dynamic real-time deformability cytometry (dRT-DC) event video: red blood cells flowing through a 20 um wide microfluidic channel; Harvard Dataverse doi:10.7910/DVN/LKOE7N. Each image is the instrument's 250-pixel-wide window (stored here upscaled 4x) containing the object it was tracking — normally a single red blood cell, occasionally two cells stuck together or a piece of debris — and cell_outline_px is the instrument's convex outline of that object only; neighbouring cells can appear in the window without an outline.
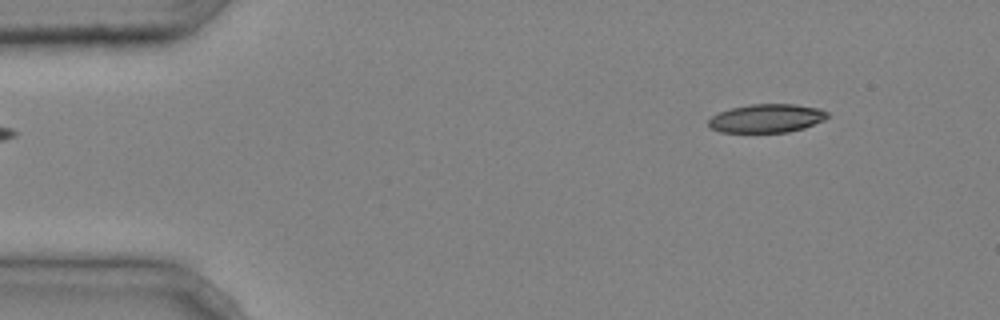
{"species": "common noctule bat (a hibernating species)", "species_latin": "Nyctalus noctula", "temperature_condition": "cold", "stored_images_in_passage": 1, "camera_frame_rate_fps": 3000, "um_per_image_px": 0.085, "animal": {"sex": "male", "body_mass_g": 20.4}, "frame": {"image": 1, "passage_image": 1, "time_ms": 0.0, "image_size_px": [1000, 320], "cell_outline_px": [[828, 116], [824, 120], [804, 128], [788, 132], [720, 132], [712, 128], [708, 124], [708, 120], [712, 116], [720, 112], [732, 108], [748, 104], [796, 104], [820, 108], [828, 112]], "centroid_in_image_um": [65.19, 10.05], "position_along_channel_um": 19.8, "area_um2": 19.77}}